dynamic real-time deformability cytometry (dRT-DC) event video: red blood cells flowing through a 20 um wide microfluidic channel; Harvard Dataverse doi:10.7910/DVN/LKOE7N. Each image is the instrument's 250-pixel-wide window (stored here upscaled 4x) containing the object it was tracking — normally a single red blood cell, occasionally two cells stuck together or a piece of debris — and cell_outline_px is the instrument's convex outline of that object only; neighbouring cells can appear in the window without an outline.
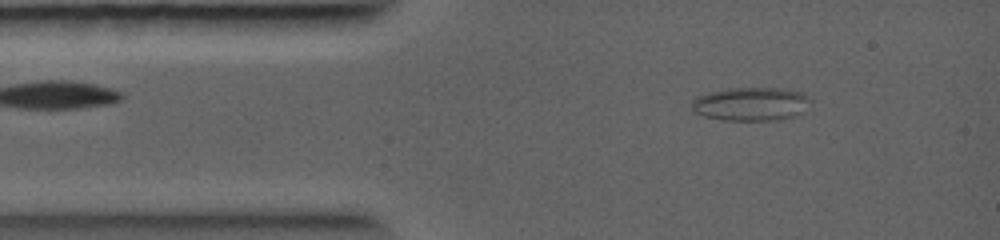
{"species": "common noctule bat (a hibernating species)", "species_latin": "Nyctalus noctula", "temperature_condition": "warm", "stored_images_in_passage": 51, "camera_frame_rate_fps": 5000, "um_per_image_px": 0.085, "animal": {"sex": "female", "body_mass_g": 19.0, "forearm_length_mm": 56.7}, "frame": {"image": 1, "passage_image": 5, "time_ms": 0.8, "image_size_px": [1000, 240], "cell_outline_px": [[812, 100], [804, 112], [780, 120], [720, 120], [704, 116], [692, 112], [692, 100], [696, 96], [728, 88], [780, 88], [800, 92], [808, 96]], "centroid_in_image_um": [63.82, 8.84], "position_along_channel_um": 21.2, "area_um2": 23.35}}
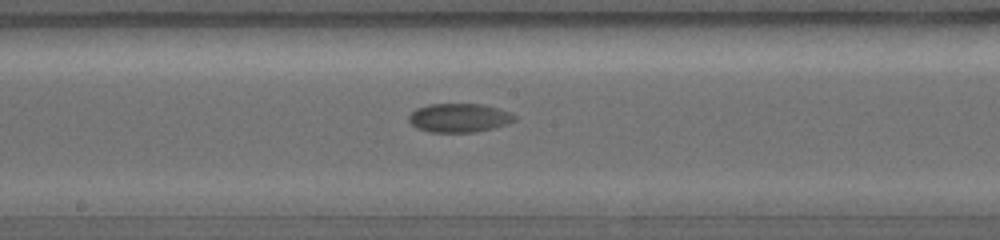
{"frame": {"image": 2, "passage_image": 24, "time_ms": 4.6, "image_size_px": [1000, 240], "cell_outline_px": [[516, 120], [508, 124], [476, 132], [428, 132], [416, 128], [408, 120], [408, 116], [416, 108], [428, 104], [484, 104], [512, 112], [516, 116]], "centroid_in_image_um": [39.04, 10.01], "position_along_channel_um": 209.2, "area_um2": 17.98}}
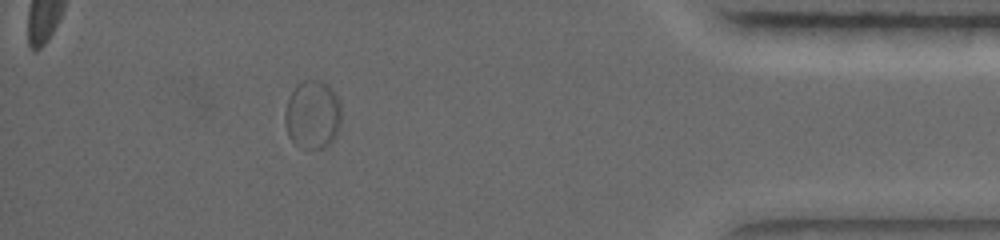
{"frame": {"image": 3, "passage_image": 42, "time_ms": 8.8, "image_size_px": [1000, 240], "cell_outline_px": [[340, 128], [336, 136], [324, 148], [300, 148], [288, 136], [284, 120], [284, 112], [288, 96], [296, 84], [304, 80], [320, 80], [328, 84], [332, 88], [340, 100]], "centroid_in_image_um": [26.56, 9.72], "position_along_channel_um": 408.6, "area_um2": 22.95}}